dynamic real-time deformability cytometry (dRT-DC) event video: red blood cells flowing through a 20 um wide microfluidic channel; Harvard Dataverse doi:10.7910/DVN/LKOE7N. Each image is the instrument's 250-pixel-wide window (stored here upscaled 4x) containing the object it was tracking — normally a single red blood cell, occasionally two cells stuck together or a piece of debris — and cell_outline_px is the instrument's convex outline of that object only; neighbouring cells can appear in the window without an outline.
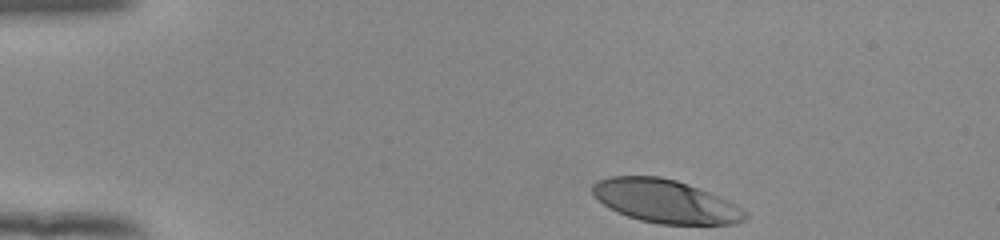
{"species": "human", "species_latin": "Homo sapiens", "temperature_condition": "room temperature", "stored_images_in_passage": 37, "camera_frame_rate_fps": 3000, "um_per_image_px": 0.085, "donor": {"sex": "female"}, "frame": {"image": 1, "passage_image": 1, "time_ms": 0.0, "image_size_px": [1000, 240], "cell_outline_px": [[748, 216], [744, 220], [732, 224], [660, 224], [640, 220], [628, 216], [608, 208], [592, 192], [592, 184], [596, 180], [608, 176], [660, 176], [676, 180], [708, 192], [728, 200], [748, 212]], "centroid_in_image_um": [56.55, 17.1], "position_along_channel_um": 28.5, "area_um2": 38.32}}
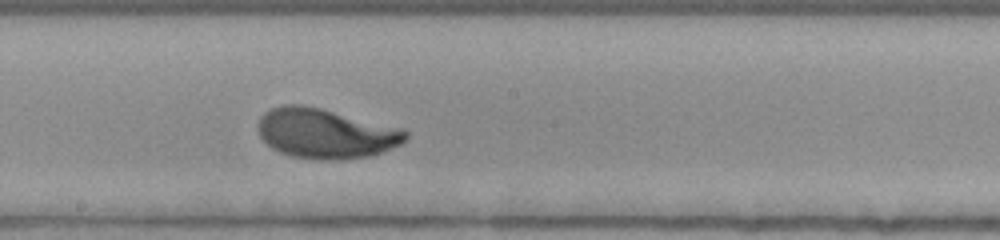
{"frame": {"image": 2, "passage_image": 22, "time_ms": 7.0, "image_size_px": [1000, 240], "cell_outline_px": [[408, 136], [400, 144], [384, 152], [368, 156], [336, 160], [320, 160], [292, 156], [280, 152], [272, 148], [260, 136], [256, 124], [260, 116], [264, 112], [272, 108], [284, 104], [300, 104], [320, 108], [404, 128], [408, 132]], "centroid_in_image_um": [27.67, 11.34], "position_along_channel_um": 220.5, "area_um2": 43.06}}
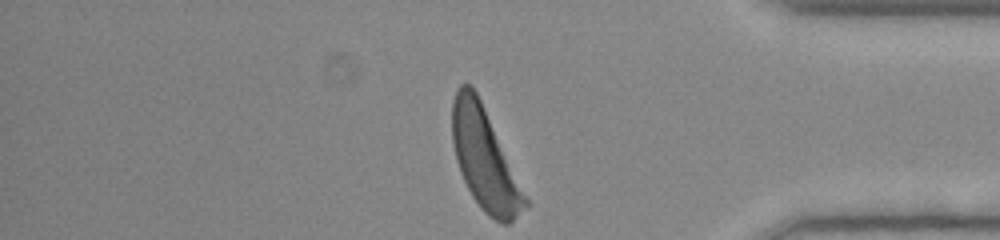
{"frame": {"image": 3, "passage_image": 37, "time_ms": 12.0, "image_size_px": [1000, 240], "cell_outline_px": [[532, 204], [528, 208], [508, 224], [500, 224], [488, 216], [480, 208], [472, 196], [460, 172], [456, 160], [452, 140], [452, 100], [456, 88], [460, 84], [468, 84], [476, 92]], "centroid_in_image_um": [41.23, 13.59], "position_along_channel_um": 394.0, "area_um2": 43.18}, "authors_computed_cell_mechanics": {"area_um2": 41.6738, "velocity_mm_per_s": 3.8684, "shape_relaxation_time_tau1_ms": 3.0058, "shape_relaxation_time_tau2_ms": null, "deformation_change_tau1": 0.1923, "deformation_change_tau2": null}}